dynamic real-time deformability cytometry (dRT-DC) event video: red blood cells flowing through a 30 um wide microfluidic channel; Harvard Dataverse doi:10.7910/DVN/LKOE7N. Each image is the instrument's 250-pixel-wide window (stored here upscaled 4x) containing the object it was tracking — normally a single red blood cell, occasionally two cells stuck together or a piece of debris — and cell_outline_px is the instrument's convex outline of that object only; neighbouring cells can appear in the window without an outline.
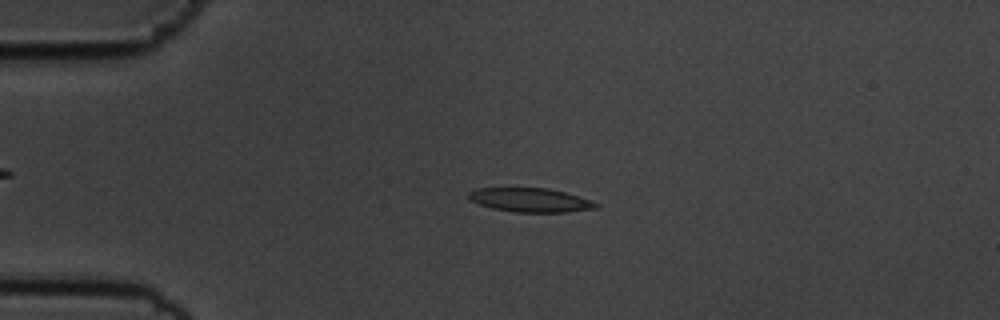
{"species": "common noctule bat (a hibernating species)", "species_latin": "Nyctalus noctula", "temperature_condition": "cold", "stored_images_in_passage": 47, "camera_frame_rate_fps": 3000, "um_per_image_px": 0.085, "animal": {"sex": "male", "body_mass_g": 19.5, "forearm_length_mm": 54.6}, "frame": {"image": 1, "passage_image": 4, "time_ms": 1.0, "image_size_px": [1000, 320], "cell_outline_px": [[600, 204], [596, 208], [568, 212], [512, 212], [492, 208], [480, 204], [472, 200], [468, 196], [468, 192], [476, 188], [548, 188], [564, 192]], "centroid_in_image_um": [45.05, 17.0], "position_along_channel_um": 39.9, "area_um2": 17.57}}
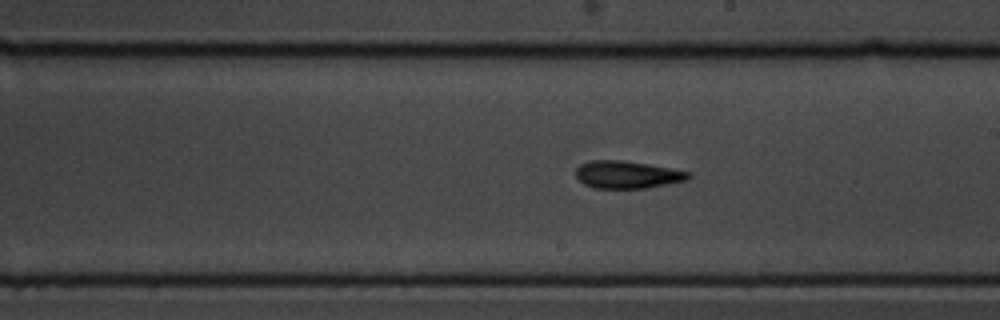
{"frame": {"image": 2, "passage_image": 23, "time_ms": 7.333, "image_size_px": [1000, 320], "cell_outline_px": [[692, 176], [688, 180], [648, 188], [592, 188], [584, 184], [576, 176], [576, 168], [580, 164], [588, 160], [620, 160], [648, 164], [688, 172]], "centroid_in_image_um": [53.29, 14.85], "position_along_channel_um": 235.7, "area_um2": 18.03}}
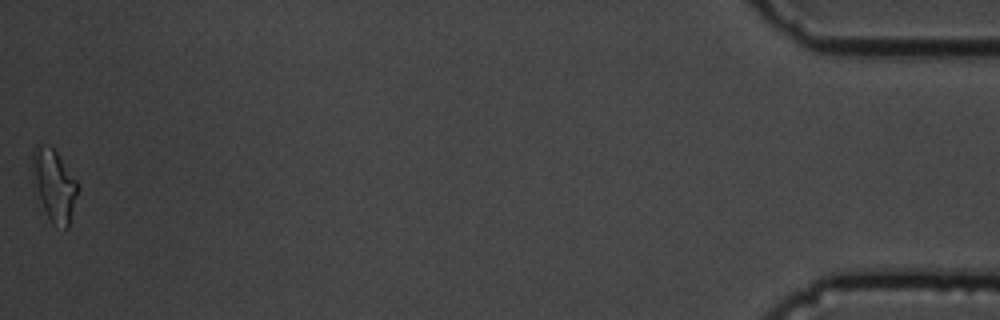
{"frame": {"image": 3, "passage_image": 47, "time_ms": 15.333, "image_size_px": [1000, 320], "cell_outline_px": [[80, 188], [68, 228], [64, 228], [52, 224], [32, 188], [28, 168], [32, 152], [36, 144], [40, 144], [52, 148], [56, 152], [76, 180]], "centroid_in_image_um": [4.53, 15.73], "position_along_channel_um": 430.7, "area_um2": 19.77}, "authors_computed_cell_mechanics": {"area_um2": 17.5712, "velocity_mm_per_s": 3.5773, "shape_relaxation_time_tau1_ms": 4.1807, "shape_relaxation_time_tau2_ms": 3.9946, "deformation_change_tau1": 0.1707, "deformation_change_tau2": 0.1349}}